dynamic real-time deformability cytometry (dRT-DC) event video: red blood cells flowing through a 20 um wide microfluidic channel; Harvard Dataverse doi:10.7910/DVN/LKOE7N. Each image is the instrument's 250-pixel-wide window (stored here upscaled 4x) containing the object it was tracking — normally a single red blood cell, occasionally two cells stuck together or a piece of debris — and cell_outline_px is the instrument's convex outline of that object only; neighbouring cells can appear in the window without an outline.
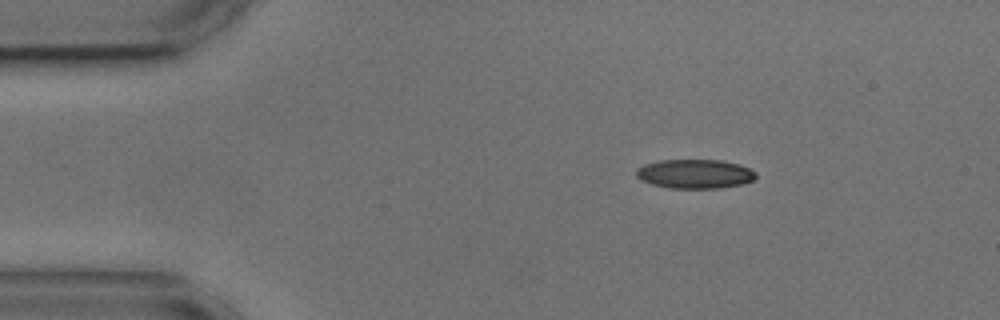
{"species": "common noctule bat (a hibernating species)", "species_latin": "Nyctalus noctula", "temperature_condition": "cold", "stored_images_in_passage": 48, "camera_frame_rate_fps": 3000, "um_per_image_px": 0.085, "animal": {"sex": "male", "body_mass_g": 17.9, "forearm_length_mm": 54.2}, "frame": {"image": 1, "passage_image": 1, "time_ms": 0.0, "image_size_px": [1000, 320], "cell_outline_px": [[756, 176], [752, 180], [744, 184], [720, 188], [668, 188], [652, 184], [640, 180], [636, 176], [636, 172], [644, 164], [660, 160], [720, 160], [740, 164], [756, 172]], "centroid_in_image_um": [59.08, 14.78], "position_along_channel_um": 25.9, "area_um2": 20.35}}
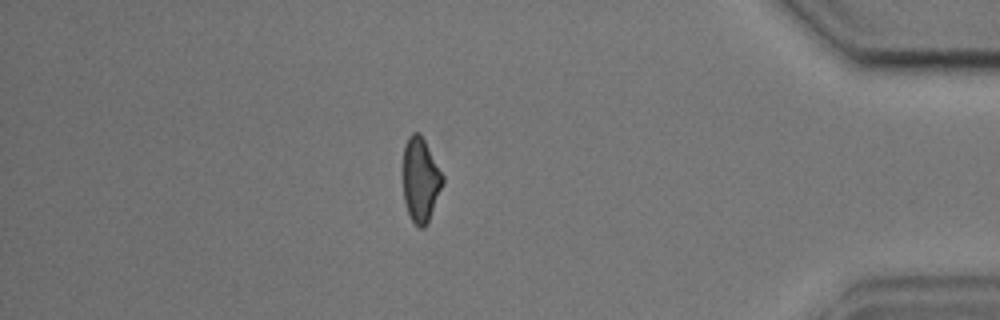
{"frame": {"image": 2, "passage_image": 40, "time_ms": 13.0, "image_size_px": [1000, 320], "cell_outline_px": [[444, 184], [428, 224], [424, 228], [416, 228], [408, 212], [404, 200], [404, 144], [408, 136], [412, 132], [420, 132], [444, 176]], "centroid_in_image_um": [35.77, 15.31], "position_along_channel_um": 399.4, "area_um2": 19.71}}
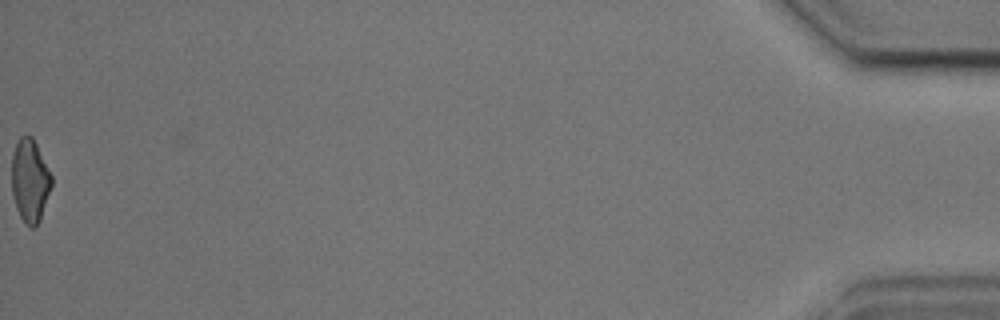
{"frame": {"image": 3, "passage_image": 48, "time_ms": 15.667, "image_size_px": [1000, 320], "cell_outline_px": [[52, 184], [40, 220], [36, 228], [32, 228], [24, 224], [16, 208], [12, 196], [12, 152], [20, 136], [32, 136], [52, 176]], "centroid_in_image_um": [2.53, 15.39], "position_along_channel_um": 432.7, "area_um2": 19.31}, "authors_computed_cell_mechanics": {"area_um2": 20.5768, "velocity_mm_per_s": 3.6027, "shape_relaxation_time_tau1_ms": 3.8846, "shape_relaxation_time_tau2_ms": 2.911, "deformation_change_tau1": 0.1224, "deformation_change_tau2": 0.1111}}